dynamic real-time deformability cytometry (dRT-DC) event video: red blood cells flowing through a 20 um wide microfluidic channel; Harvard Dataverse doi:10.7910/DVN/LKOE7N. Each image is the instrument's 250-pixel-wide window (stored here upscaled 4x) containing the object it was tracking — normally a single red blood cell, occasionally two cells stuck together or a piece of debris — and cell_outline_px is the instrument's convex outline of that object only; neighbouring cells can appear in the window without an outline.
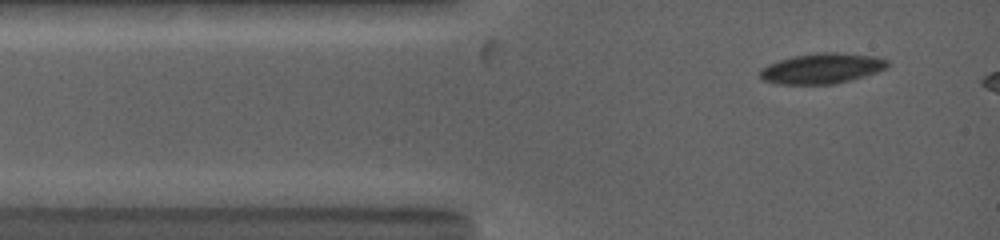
{"species": "common noctule bat (a hibernating species)", "species_latin": "Nyctalus noctula", "temperature_condition": "warm", "stored_images_in_passage": 7, "camera_frame_rate_fps": 5000, "um_per_image_px": 0.085, "animal": {"sex": "female", "body_mass_g": 19.0, "forearm_length_mm": 53.3}, "frame": {"image": 1, "passage_image": 2, "time_ms": 0.6, "image_size_px": [1000, 240], "cell_outline_px": [[888, 68], [864, 76], [836, 84], [776, 84], [764, 80], [760, 76], [760, 68], [768, 64], [792, 56], [824, 52], [836, 52], [876, 56], [888, 60]], "centroid_in_image_um": [69.87, 5.82], "position_along_channel_um": 15.1, "area_um2": 22.6}}
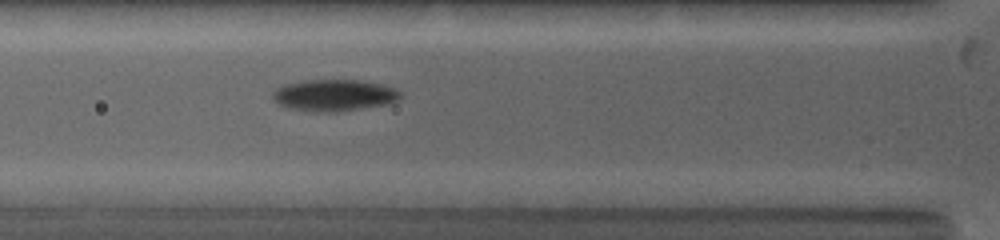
{"frame": {"image": 2, "passage_image": 7, "time_ms": 3.4, "image_size_px": [1000, 240], "cell_outline_px": [[400, 100], [388, 104], [336, 112], [316, 112], [288, 108], [280, 104], [272, 96], [272, 92], [276, 88], [284, 84], [304, 80], [360, 80], [384, 84], [396, 88], [400, 92]], "centroid_in_image_um": [28.43, 8.09], "position_along_channel_um": 97.4, "area_um2": 23.7}}